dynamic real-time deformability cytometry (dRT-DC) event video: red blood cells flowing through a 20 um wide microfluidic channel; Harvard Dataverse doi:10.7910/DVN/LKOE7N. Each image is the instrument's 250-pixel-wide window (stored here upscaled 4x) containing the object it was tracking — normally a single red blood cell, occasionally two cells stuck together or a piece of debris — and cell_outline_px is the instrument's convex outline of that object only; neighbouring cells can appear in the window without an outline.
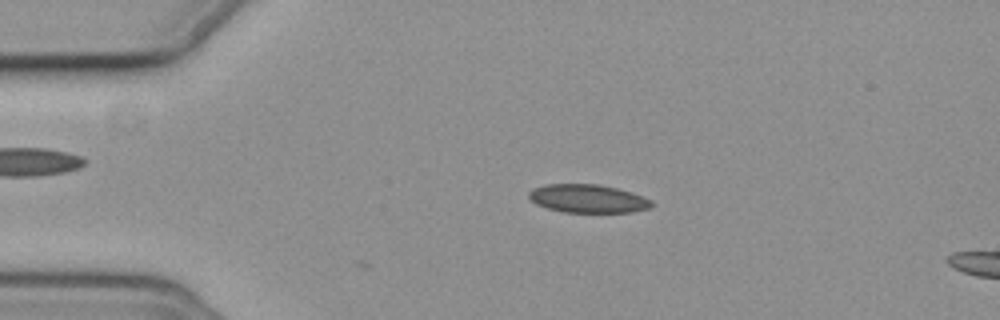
{"species": "common noctule bat (a hibernating species)", "species_latin": "Nyctalus noctula", "temperature_condition": "cold", "stored_images_in_passage": 12, "camera_frame_rate_fps": 3000, "um_per_image_px": 0.085, "animal": {"sex": "female", "body_mass_g": 19.3, "forearm_length_mm": 54.1}, "frame": {"image": 1, "passage_image": 12, "time_ms": 3.667, "image_size_px": [1000, 320], "cell_outline_px": [[652, 204], [648, 208], [632, 212], [564, 212], [548, 208], [536, 204], [528, 196], [528, 192], [532, 188], [544, 184], [600, 184], [632, 192], [652, 200]], "centroid_in_image_um": [49.94, 16.87], "position_along_channel_um": 35.1, "area_um2": 20.23}}